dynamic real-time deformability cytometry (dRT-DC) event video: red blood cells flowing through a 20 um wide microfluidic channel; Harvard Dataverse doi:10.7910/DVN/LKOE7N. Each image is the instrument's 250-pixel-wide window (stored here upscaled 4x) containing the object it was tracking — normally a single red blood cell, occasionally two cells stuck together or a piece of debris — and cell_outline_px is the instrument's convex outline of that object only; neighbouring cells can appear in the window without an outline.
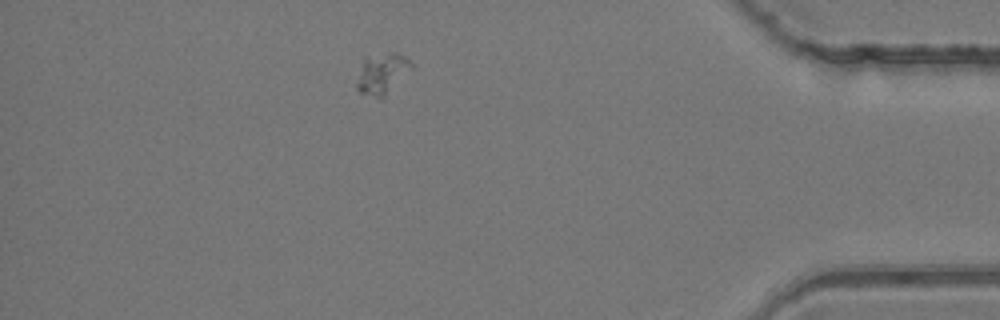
{"species": "common noctule bat (a hibernating species)", "species_latin": "Nyctalus noctula", "temperature_condition": "room temperature", "stored_images_in_passage": 41, "camera_frame_rate_fps": 3000, "um_per_image_px": 0.085, "animal": {"sex": "female", "body_mass_g": 24.6, "forearm_length_mm": 56.2}, "frame": {"image": 1, "passage_image": 35, "time_ms": 11.333, "image_size_px": [1000, 320], "cell_outline_px": [[412, 68], [384, 100], [380, 100], [360, 92], [356, 88], [356, 84], [364, 56], [392, 52], [396, 52], [404, 56], [412, 64]], "centroid_in_image_um": [32.47, 6.29], "position_along_channel_um": 402.7, "area_um2": 13.29}}